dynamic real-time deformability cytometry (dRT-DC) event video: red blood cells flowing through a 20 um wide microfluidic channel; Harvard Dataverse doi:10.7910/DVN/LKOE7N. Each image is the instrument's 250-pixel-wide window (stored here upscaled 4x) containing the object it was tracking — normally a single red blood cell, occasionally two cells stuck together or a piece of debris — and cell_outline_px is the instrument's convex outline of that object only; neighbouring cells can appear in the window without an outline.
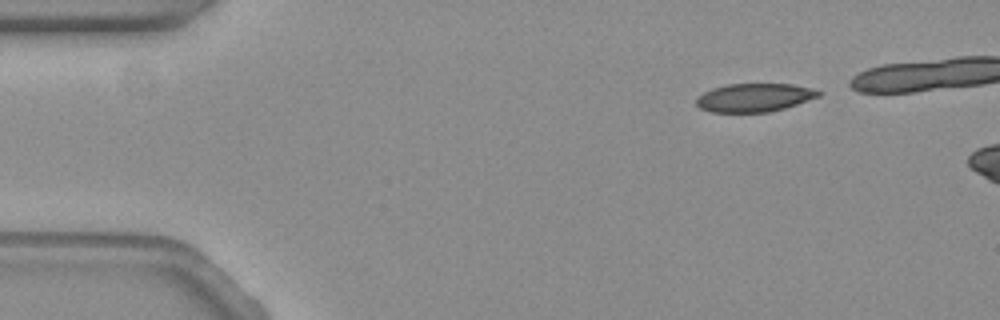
{"species": "common noctule bat (a hibernating species)", "species_latin": "Nyctalus noctula", "temperature_condition": "warm", "stored_images_in_passage": 11, "camera_frame_rate_fps": 3000, "um_per_image_px": 0.085, "animal": {"sex": "female", "body_mass_g": 19.3, "forearm_length_mm": 54.1}, "frame": {"image": 1, "passage_image": 1, "time_ms": 0.0, "image_size_px": [1000, 320], "cell_outline_px": [[820, 96], [784, 108], [768, 112], [712, 112], [700, 108], [696, 104], [696, 100], [704, 92], [712, 88], [724, 84], [792, 84], [808, 88], [820, 92]], "centroid_in_image_um": [64.08, 8.29], "position_along_channel_um": 20.9, "area_um2": 19.94}}